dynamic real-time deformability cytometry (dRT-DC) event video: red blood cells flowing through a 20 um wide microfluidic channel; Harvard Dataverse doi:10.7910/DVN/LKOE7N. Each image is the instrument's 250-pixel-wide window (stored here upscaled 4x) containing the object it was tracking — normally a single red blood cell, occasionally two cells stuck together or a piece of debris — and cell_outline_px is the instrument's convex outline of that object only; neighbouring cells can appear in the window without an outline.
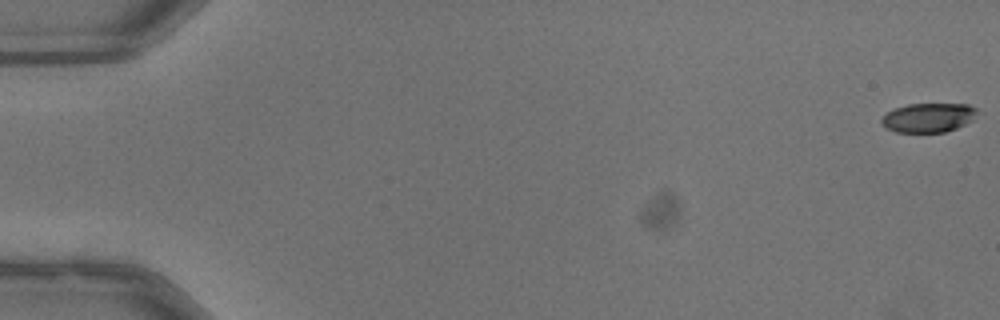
{"species": "common noctule bat (a hibernating species)", "species_latin": "Nyctalus noctula", "temperature_condition": "warm", "stored_images_in_passage": 53, "camera_frame_rate_fps": 3000, "um_per_image_px": 0.085, "animal": {"sex": "male", "body_mass_g": 13.3}, "frame": {"image": 1, "passage_image": 1, "time_ms": 0.0, "image_size_px": [1000, 320], "cell_outline_px": [[976, 112], [972, 120], [956, 128], [944, 132], [896, 132], [880, 124], [880, 120], [888, 112], [896, 108], [908, 104], [968, 104], [976, 108]], "centroid_in_image_um": [78.89, 10.0], "position_along_channel_um": 6.1, "area_um2": 16.07}}
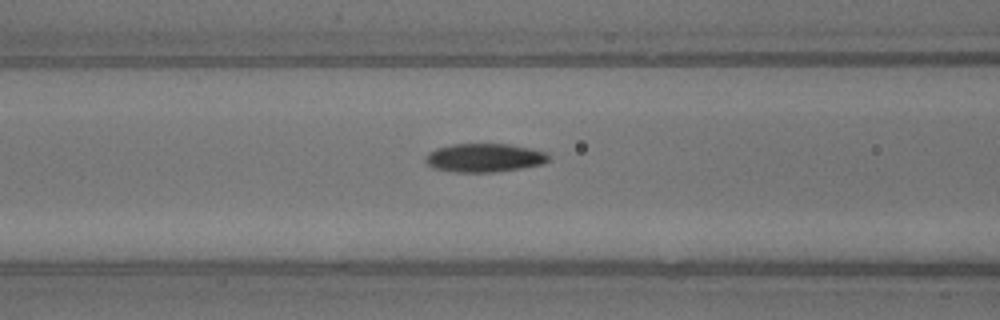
{"frame": {"image": 2, "passage_image": 23, "time_ms": 7.333, "image_size_px": [1000, 320], "cell_outline_px": [[548, 160], [544, 164], [520, 168], [492, 172], [456, 172], [432, 168], [424, 160], [428, 152], [436, 148], [452, 144], [508, 144], [532, 148], [548, 152]], "centroid_in_image_um": [41.17, 13.4], "position_along_channel_um": 125.4, "area_um2": 20.58}}
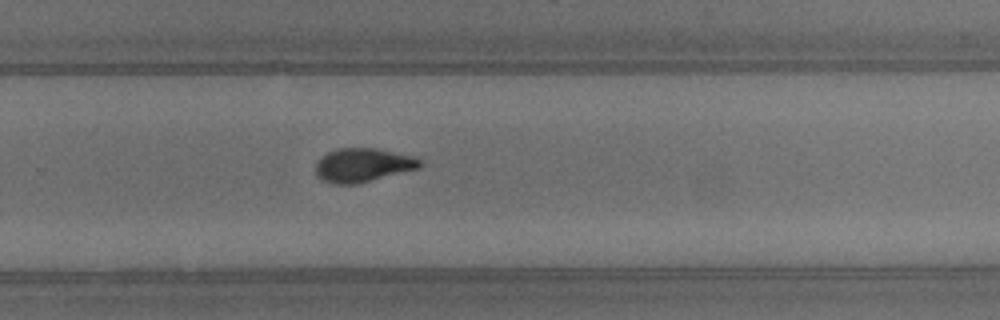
{"frame": {"image": 3, "passage_image": 36, "time_ms": 11.667, "image_size_px": [1000, 320], "cell_outline_px": [[424, 164], [420, 168], [356, 184], [332, 184], [316, 176], [316, 164], [328, 152], [340, 148], [376, 148], [416, 156]], "centroid_in_image_um": [30.89, 14.03], "position_along_channel_um": 298.9, "area_um2": 20.52}, "authors_computed_cell_mechanics": {"area_um2": 20.0566, "velocity_mm_per_s": 4.0076, "shape_relaxation_time_tau1_ms": 4.245, "shape_relaxation_time_tau2_ms": 1.9358, "deformation_change_tau1": 0.169, "deformation_change_tau2": 0.0789}}